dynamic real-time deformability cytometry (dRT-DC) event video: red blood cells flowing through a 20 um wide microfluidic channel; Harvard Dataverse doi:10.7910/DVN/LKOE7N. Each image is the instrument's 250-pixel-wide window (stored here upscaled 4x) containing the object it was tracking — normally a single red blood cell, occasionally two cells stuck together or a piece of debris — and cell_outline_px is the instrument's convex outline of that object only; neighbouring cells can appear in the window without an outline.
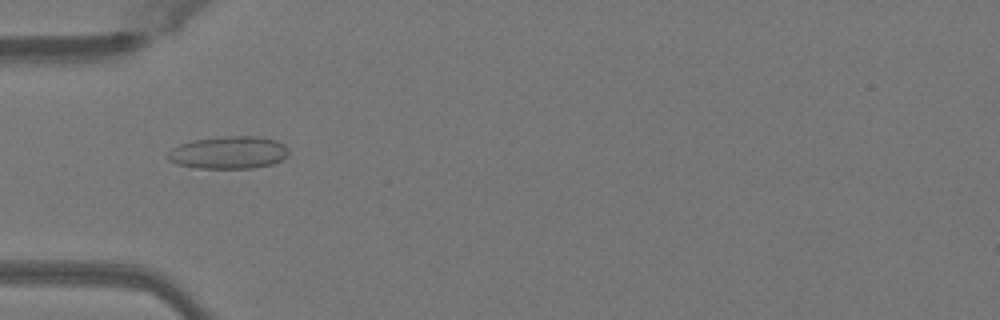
{"species": "Egyptian fruit bat (a non-hibernating species)", "species_latin": "Rousettus aegyptiacus", "temperature_condition": "warm", "stored_images_in_passage": 38, "camera_frame_rate_fps": 3000, "um_per_image_px": 0.085, "animal": {"sex": "female"}, "frame": {"image": 1, "passage_image": 4, "time_ms": 1.0, "image_size_px": [1000, 320], "cell_outline_px": [[288, 156], [272, 164], [252, 168], [196, 168], [176, 164], [168, 160], [164, 156], [172, 148], [180, 144], [196, 140], [224, 136], [256, 136], [276, 140], [284, 144], [288, 148]], "centroid_in_image_um": [19.42, 12.97], "position_along_channel_um": 65.6, "area_um2": 23.0}}
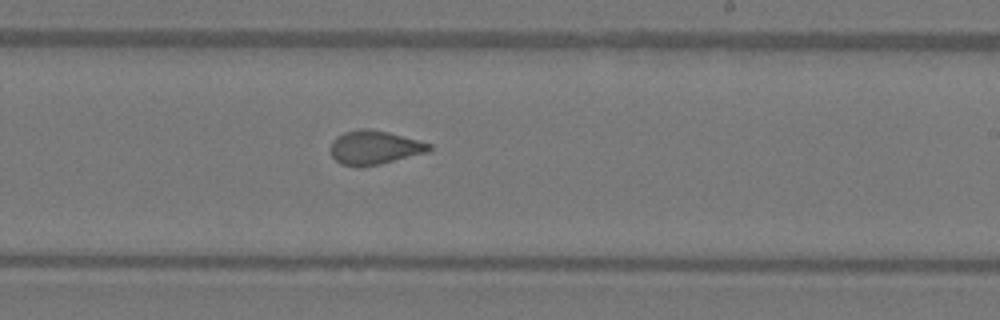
{"frame": {"image": 2, "passage_image": 18, "time_ms": 5.667, "image_size_px": [1000, 320], "cell_outline_px": [[432, 148], [428, 152], [380, 164], [356, 168], [340, 164], [332, 156], [328, 148], [332, 140], [336, 136], [344, 132], [360, 128], [368, 128], [388, 132], [432, 144]], "centroid_in_image_um": [31.77, 12.55], "position_along_channel_um": 257.2, "area_um2": 19.77}}
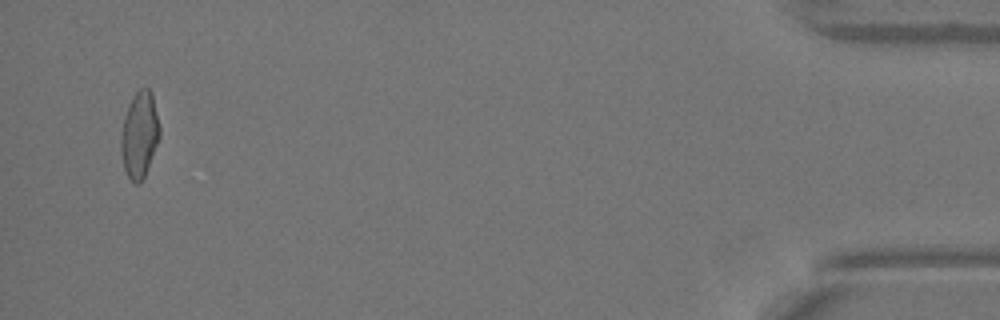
{"frame": {"image": 3, "passage_image": 36, "time_ms": 11.667, "image_size_px": [1000, 320], "cell_outline_px": [[160, 136], [144, 176], [136, 184], [128, 176], [124, 168], [120, 152], [120, 132], [124, 116], [128, 104], [132, 96], [140, 88], [148, 88], [152, 92], [160, 128]], "centroid_in_image_um": [11.83, 11.4], "position_along_channel_um": 423.4, "area_um2": 19.42}, "authors_computed_cell_mechanics": {"area_um2": 19.4786, "velocity_mm_per_s": 4.1087, "shape_relaxation_time_tau1_ms": null, "shape_relaxation_time_tau2_ms": 1.1563, "deformation_change_tau1": null, "deformation_change_tau2": 0.0795}}